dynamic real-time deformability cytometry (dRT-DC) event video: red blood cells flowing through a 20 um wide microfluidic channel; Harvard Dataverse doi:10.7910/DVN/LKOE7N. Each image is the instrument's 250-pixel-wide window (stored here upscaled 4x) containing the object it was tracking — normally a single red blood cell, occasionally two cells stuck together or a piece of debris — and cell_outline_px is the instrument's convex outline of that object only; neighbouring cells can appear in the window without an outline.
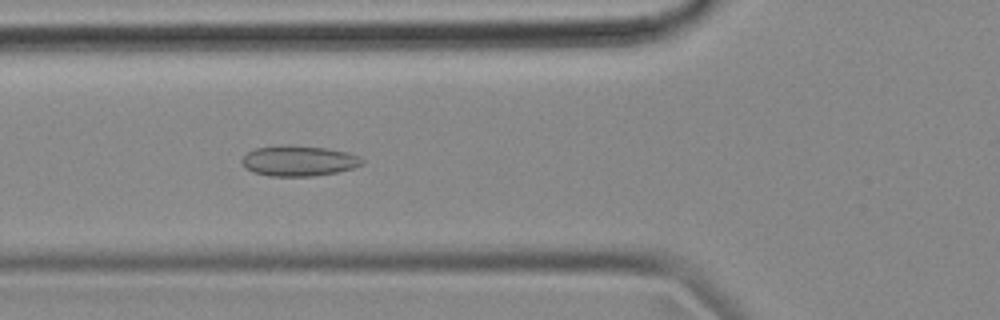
{"species": "common noctule bat (a hibernating species)", "species_latin": "Nyctalus noctula", "temperature_condition": "cold", "stored_images_in_passage": 56, "camera_frame_rate_fps": 3000, "um_per_image_px": 0.085, "animal": {"sex": "female", "body_mass_g": 18.4}, "frame": {"image": 1, "passage_image": 20, "time_ms": 6.333, "image_size_px": [1000, 320], "cell_outline_px": [[364, 164], [352, 168], [336, 172], [312, 176], [268, 176], [252, 172], [244, 168], [240, 160], [248, 152], [256, 148], [280, 144], [284, 144], [328, 148], [348, 152], [360, 156], [364, 160]], "centroid_in_image_um": [25.37, 13.66], "position_along_channel_um": 100.4, "area_um2": 21.68}}
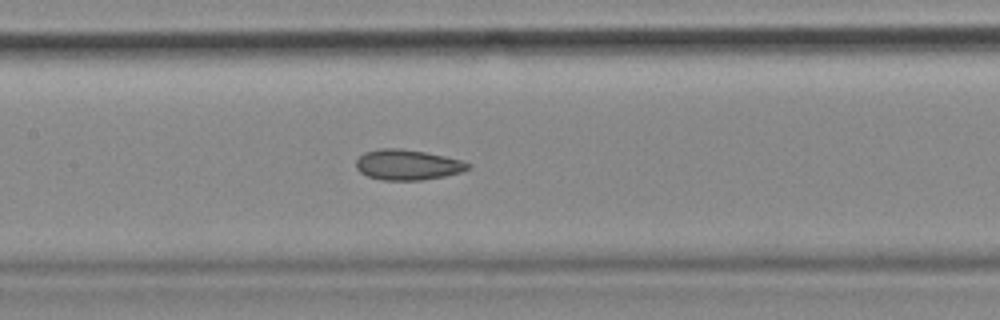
{"frame": {"image": 2, "passage_image": 26, "time_ms": 8.333, "image_size_px": [1000, 320], "cell_outline_px": [[472, 164], [468, 168], [460, 172], [444, 176], [424, 180], [384, 180], [368, 176], [360, 172], [356, 168], [356, 160], [364, 152], [380, 148], [400, 148], [424, 152], [444, 156], [460, 160]], "centroid_in_image_um": [34.61, 14.0], "position_along_channel_um": 172.8, "area_um2": 19.71}}
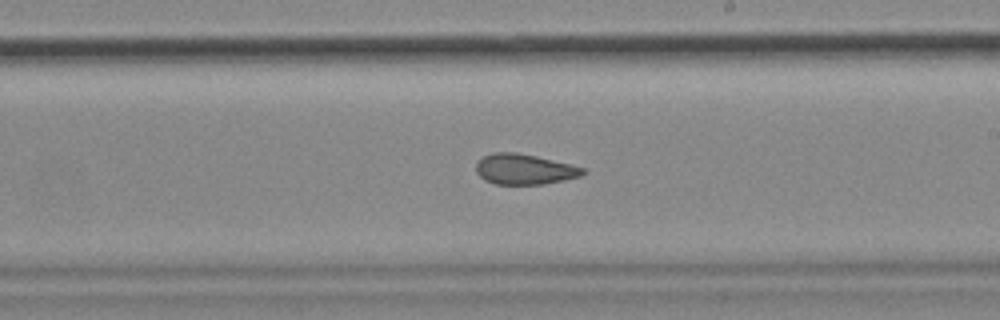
{"frame": {"image": 3, "passage_image": 32, "time_ms": 10.333, "image_size_px": [1000, 320], "cell_outline_px": [[588, 172], [580, 176], [564, 180], [544, 184], [496, 184], [484, 180], [476, 172], [476, 160], [492, 152], [516, 152], [536, 156], [584, 168]], "centroid_in_image_um": [44.54, 14.38], "position_along_channel_um": 244.5, "area_um2": 18.96}, "authors_computed_cell_mechanics": {"area_um2": 20.6346, "velocity_mm_per_s": 3.6064, "shape_relaxation_time_tau1_ms": null, "shape_relaxation_time_tau2_ms": 2.9065, "deformation_change_tau1": null, "deformation_change_tau2": 0.0896}}